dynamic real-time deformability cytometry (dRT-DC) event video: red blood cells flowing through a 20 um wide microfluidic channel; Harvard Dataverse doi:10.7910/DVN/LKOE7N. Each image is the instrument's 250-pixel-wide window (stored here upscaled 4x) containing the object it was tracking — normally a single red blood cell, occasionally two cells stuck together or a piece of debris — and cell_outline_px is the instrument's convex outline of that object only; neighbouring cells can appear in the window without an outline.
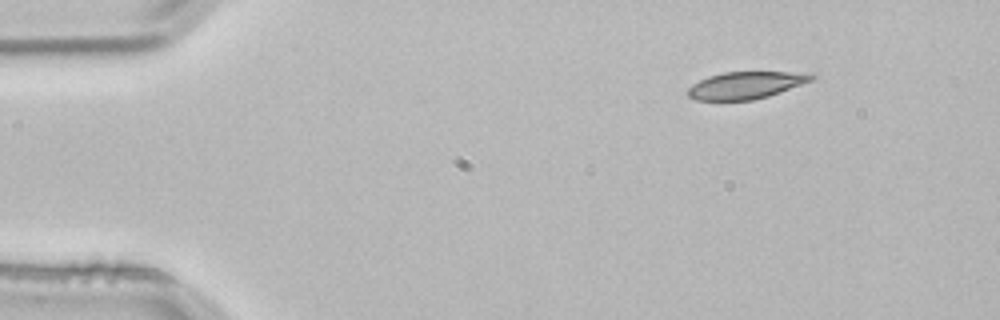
{"species": "common noctule bat (a hibernating species)", "species_latin": "Nyctalus noctula", "temperature_condition": "room temperature", "stored_images_in_passage": 4, "segment_of_instrument_passage": [2, 2], "camera_frame_rate_fps": 3000, "um_per_image_px": 0.085, "animal": {"sex": "male", "body_mass_g": 21.5, "forearm_length_mm": 52.0}, "frame": {"image": 1, "passage_image": 4, "time_ms": 1.0, "image_size_px": [1000, 320], "cell_outline_px": [[816, 76], [812, 80], [768, 96], [752, 100], [696, 100], [688, 96], [688, 88], [692, 84], [708, 76], [724, 72], [788, 72]], "centroid_in_image_um": [63.31, 7.25], "position_along_channel_um": 21.7, "area_um2": 19.13}}